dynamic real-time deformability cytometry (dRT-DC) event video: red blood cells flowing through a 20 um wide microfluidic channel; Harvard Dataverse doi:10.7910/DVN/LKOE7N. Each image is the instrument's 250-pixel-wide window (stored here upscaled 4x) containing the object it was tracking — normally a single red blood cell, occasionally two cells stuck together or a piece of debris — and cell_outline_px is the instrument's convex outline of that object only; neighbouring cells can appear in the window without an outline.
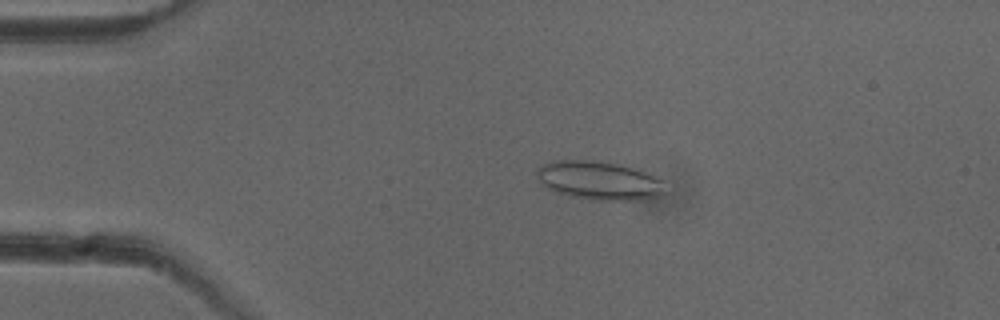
{"species": "common noctule bat (a hibernating species)", "species_latin": "Nyctalus noctula", "temperature_condition": "cold", "stored_images_in_passage": 52, "camera_frame_rate_fps": 3000, "um_per_image_px": 0.085, "animal": {"sex": "female"}, "frame": {"image": 1, "passage_image": 11, "time_ms": 3.333, "image_size_px": [1000, 320], "cell_outline_px": [[672, 192], [660, 196], [640, 200], [588, 200], [568, 196], [556, 192], [540, 184], [536, 176], [536, 168], [552, 160], [596, 160], [620, 164], [640, 168], [664, 180], [672, 188]], "centroid_in_image_um": [51.04, 15.35], "position_along_channel_um": 34.0, "area_um2": 30.23}}
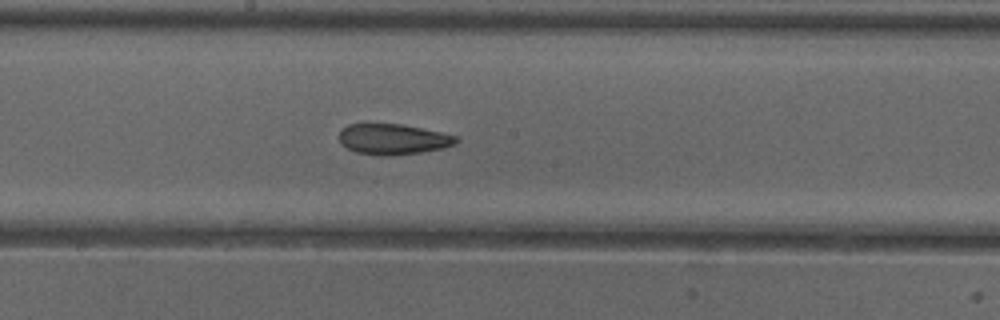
{"frame": {"image": 2, "passage_image": 28, "time_ms": 9.0, "image_size_px": [1000, 320], "cell_outline_px": [[460, 140], [456, 144], [444, 148], [420, 152], [384, 156], [356, 152], [340, 144], [340, 132], [348, 124], [400, 124], [440, 132], [456, 136]], "centroid_in_image_um": [33.42, 11.83], "position_along_channel_um": 214.8, "area_um2": 20.63}}
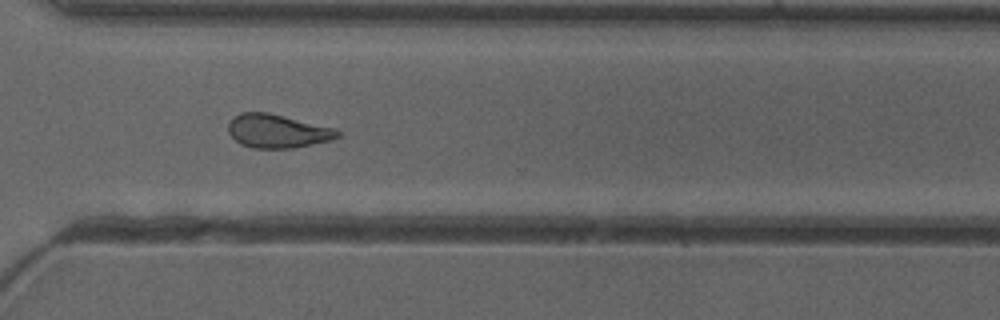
{"frame": {"image": 3, "passage_image": 38, "time_ms": 12.333, "image_size_px": [1000, 320], "cell_outline_px": [[340, 136], [332, 140], [296, 148], [252, 148], [240, 144], [228, 132], [228, 124], [240, 112], [268, 112], [336, 128], [340, 132]], "centroid_in_image_um": [23.62, 11.15], "position_along_channel_um": 347.0, "area_um2": 21.5}, "authors_computed_cell_mechanics": {"area_um2": 22.2819, "velocity_mm_per_s": 3.9809, "shape_relaxation_time_tau1_ms": null, "shape_relaxation_time_tau2_ms": 3.5687, "deformation_change_tau1": null, "deformation_change_tau2": 0.1043}}